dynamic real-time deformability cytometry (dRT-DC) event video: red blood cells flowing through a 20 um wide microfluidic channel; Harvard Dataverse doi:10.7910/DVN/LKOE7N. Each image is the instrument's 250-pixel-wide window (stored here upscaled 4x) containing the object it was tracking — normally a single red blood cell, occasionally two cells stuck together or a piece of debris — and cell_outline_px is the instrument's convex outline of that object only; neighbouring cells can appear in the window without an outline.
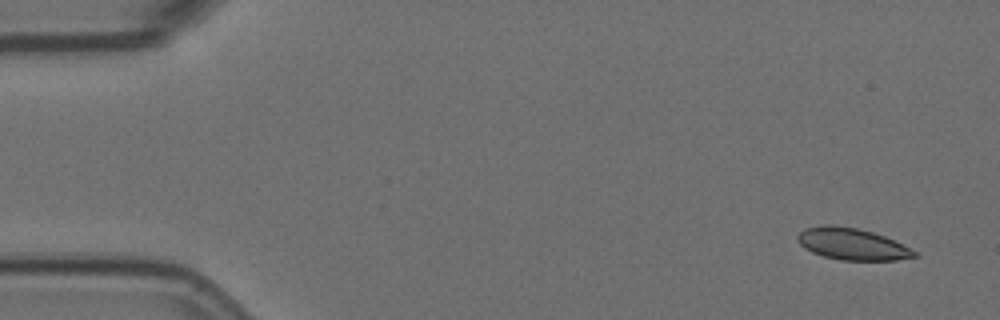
{"species": "Egyptian fruit bat (a non-hibernating species)", "species_latin": "Rousettus aegyptiacus", "temperature_condition": "room temperature", "stored_images_in_passage": 4, "camera_frame_rate_fps": 3000, "um_per_image_px": 0.085, "animal": {"sex": "female"}, "frame": {"image": 1, "passage_image": 1, "time_ms": 0.0, "image_size_px": [1000, 320], "cell_outline_px": [[920, 256], [896, 260], [840, 260], [824, 256], [812, 252], [804, 248], [796, 240], [796, 236], [804, 228], [824, 224], [832, 224], [856, 228], [872, 232], [884, 236], [916, 252]], "centroid_in_image_um": [72.37, 20.73], "position_along_channel_um": 12.6, "area_um2": 21.5}}
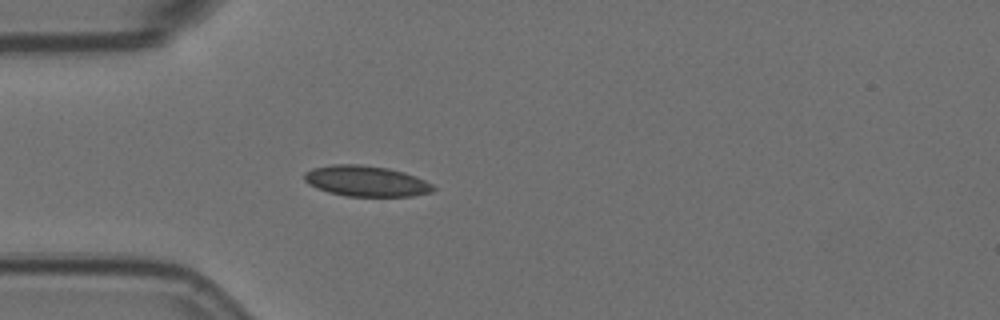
{"frame": {"image": 2, "passage_image": 4, "time_ms": 1.0, "image_size_px": [1000, 320], "cell_outline_px": [[436, 188], [432, 192], [412, 196], [344, 196], [328, 192], [316, 188], [308, 184], [304, 180], [304, 172], [312, 168], [332, 164], [360, 164], [388, 168], [404, 172], [416, 176], [432, 184]], "centroid_in_image_um": [31.1, 15.39], "position_along_channel_um": 53.9, "area_um2": 23.24}}